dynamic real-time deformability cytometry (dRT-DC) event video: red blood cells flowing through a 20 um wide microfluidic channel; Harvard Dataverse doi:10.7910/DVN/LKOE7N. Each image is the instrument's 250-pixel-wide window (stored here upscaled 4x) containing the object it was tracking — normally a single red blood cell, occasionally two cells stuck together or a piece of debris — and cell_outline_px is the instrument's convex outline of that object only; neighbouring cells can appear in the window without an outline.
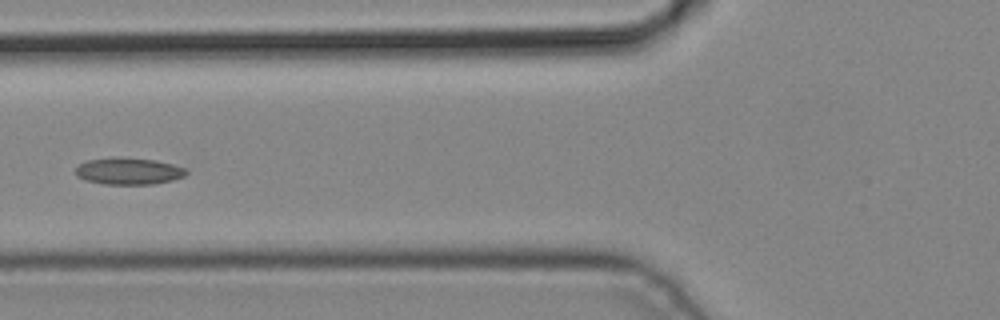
{"species": "common noctule bat (a hibernating species)", "species_latin": "Nyctalus noctula", "temperature_condition": "cold", "stored_images_in_passage": 4, "camera_frame_rate_fps": 3000, "um_per_image_px": 0.085, "animal": {"sex": "male", "body_mass_g": 19.2, "forearm_length_mm": 51.8}, "frame": {"image": 1, "passage_image": 4, "time_ms": 1.0, "image_size_px": [1000, 320], "cell_outline_px": [[188, 172], [184, 176], [172, 180], [152, 184], [104, 184], [84, 180], [76, 176], [76, 168], [80, 164], [88, 160], [156, 160], [172, 164], [184, 168]], "centroid_in_image_um": [10.95, 14.6], "position_along_channel_um": 114.9, "area_um2": 16.36}}